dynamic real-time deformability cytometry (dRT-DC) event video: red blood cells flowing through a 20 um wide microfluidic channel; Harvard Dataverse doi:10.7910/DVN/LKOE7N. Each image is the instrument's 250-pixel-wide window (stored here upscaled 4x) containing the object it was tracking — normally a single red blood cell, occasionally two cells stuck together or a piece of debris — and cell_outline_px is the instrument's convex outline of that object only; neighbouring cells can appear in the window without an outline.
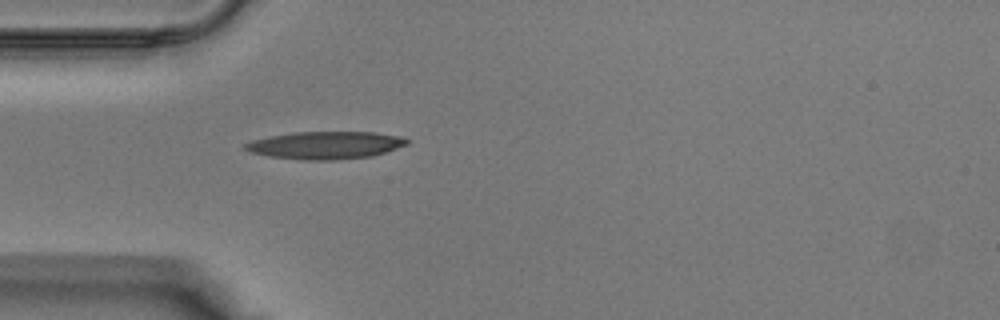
{"species": "Egyptian fruit bat (a non-hibernating species)", "species_latin": "Rousettus aegyptiacus", "temperature_condition": "warm", "stored_images_in_passage": 28, "camera_frame_rate_fps": 3000, "um_per_image_px": 0.085, "animal": {"sex": "male"}, "frame": {"image": 1, "passage_image": 1, "time_ms": 0.0, "image_size_px": [1000, 320], "cell_outline_px": [[408, 144], [372, 156], [336, 160], [304, 160], [268, 156], [252, 152], [240, 148], [244, 144], [252, 140], [292, 132], [372, 132], [400, 136], [408, 140]], "centroid_in_image_um": [27.63, 12.34], "position_along_channel_um": 57.4, "area_um2": 25.89}}
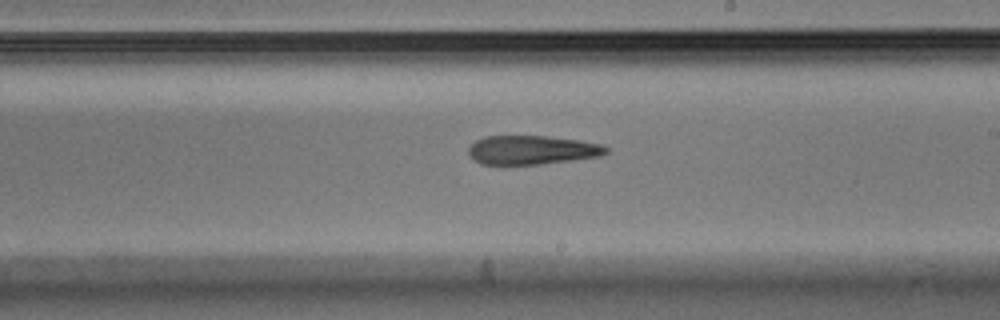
{"frame": {"image": 2, "passage_image": 12, "time_ms": 3.667, "image_size_px": [1000, 320], "cell_outline_px": [[608, 152], [600, 156], [572, 160], [540, 164], [480, 164], [468, 152], [468, 148], [476, 140], [484, 136], [548, 136], [580, 140], [600, 144], [608, 148]], "centroid_in_image_um": [45.23, 12.74], "position_along_channel_um": 243.8, "area_um2": 23.06}}
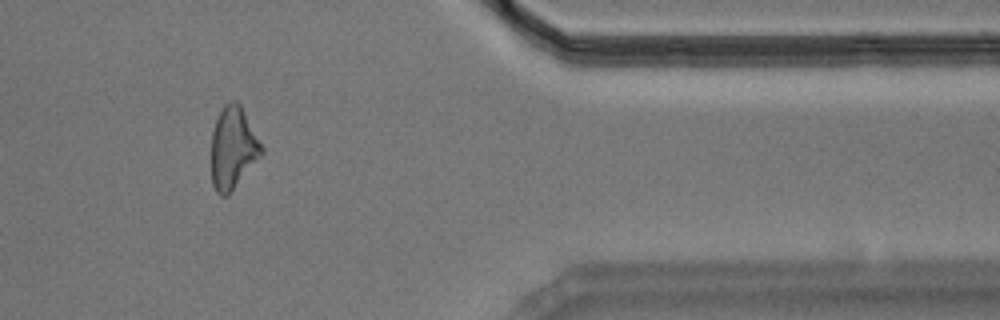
{"frame": {"image": 3, "passage_image": 22, "time_ms": 7.0, "image_size_px": [1000, 320], "cell_outline_px": [[264, 152], [228, 196], [220, 196], [216, 192], [212, 184], [212, 132], [216, 120], [224, 104], [232, 100], [236, 100], [240, 104], [264, 148]], "centroid_in_image_um": [19.81, 12.59], "position_along_channel_um": 391.6, "area_um2": 23.93}}